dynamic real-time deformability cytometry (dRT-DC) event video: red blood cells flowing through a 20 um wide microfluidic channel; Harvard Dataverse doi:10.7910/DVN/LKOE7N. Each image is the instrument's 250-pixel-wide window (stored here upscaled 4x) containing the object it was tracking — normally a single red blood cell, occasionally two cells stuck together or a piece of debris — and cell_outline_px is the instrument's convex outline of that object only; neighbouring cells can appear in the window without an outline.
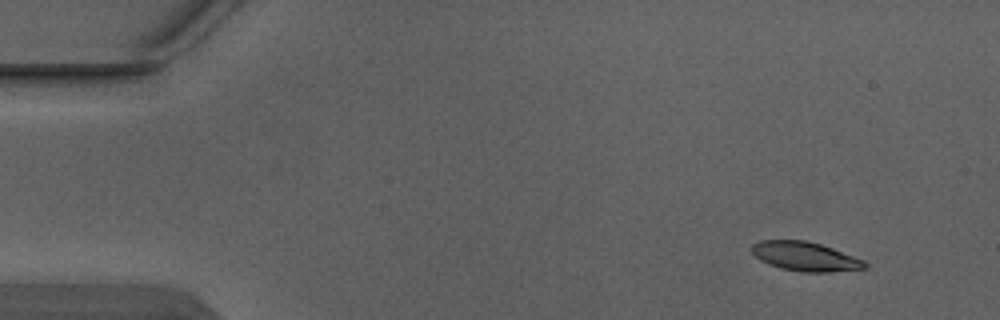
{"species": "Egyptian fruit bat (a non-hibernating species)", "species_latin": "Rousettus aegyptiacus", "temperature_condition": "warm", "stored_images_in_passage": 5, "camera_frame_rate_fps": 3000, "um_per_image_px": 0.085, "animal": {"sex": "male"}, "frame": {"image": 1, "passage_image": 1, "time_ms": 0.0, "image_size_px": [1000, 320], "cell_outline_px": [[868, 268], [828, 272], [800, 272], [780, 268], [768, 264], [760, 260], [752, 252], [752, 244], [760, 240], [804, 240], [820, 244], [832, 248], [864, 260], [868, 264]], "centroid_in_image_um": [68.44, 21.8], "position_along_channel_um": 16.6, "area_um2": 19.19}}
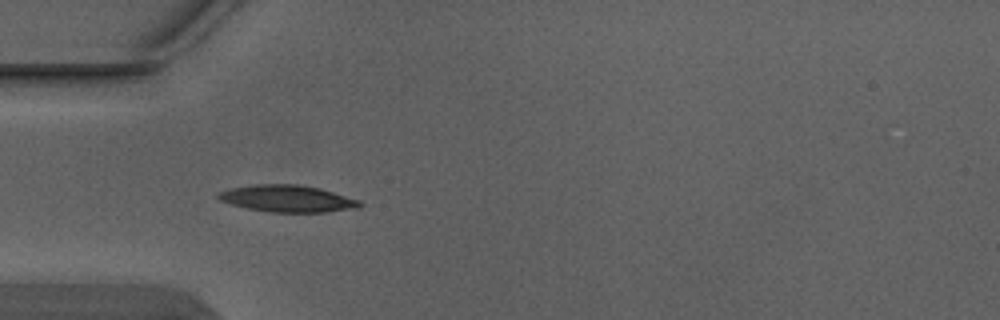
{"frame": {"image": 2, "passage_image": 4, "time_ms": 1.0, "image_size_px": [1000, 320], "cell_outline_px": [[364, 204], [360, 208], [328, 212], [268, 212], [248, 208], [232, 204], [220, 200], [216, 196], [216, 192], [232, 188], [252, 184], [296, 184], [320, 188], [360, 200]], "centroid_in_image_um": [24.46, 16.88], "position_along_channel_um": 60.5, "area_um2": 22.31}}
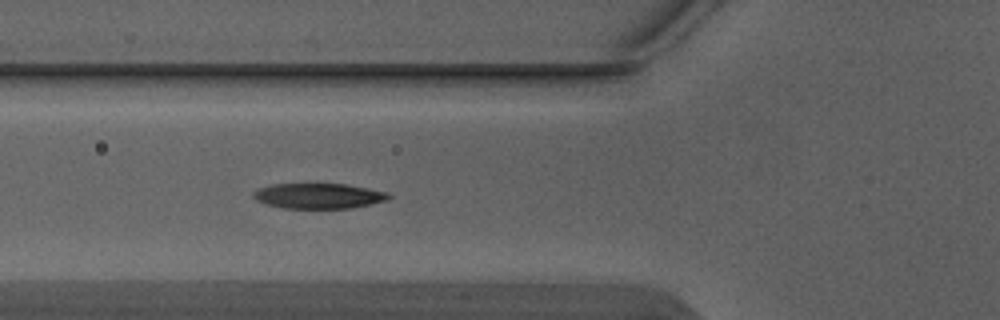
{"frame": {"image": 3, "passage_image": 5, "time_ms": 1.333, "image_size_px": [1000, 320], "cell_outline_px": [[392, 196], [388, 200], [372, 204], [352, 208], [284, 208], [264, 204], [256, 200], [252, 196], [252, 192], [256, 188], [272, 184], [316, 180], [344, 184], [388, 192]], "centroid_in_image_um": [27.02, 16.6], "position_along_channel_um": 98.8, "area_um2": 21.15}}